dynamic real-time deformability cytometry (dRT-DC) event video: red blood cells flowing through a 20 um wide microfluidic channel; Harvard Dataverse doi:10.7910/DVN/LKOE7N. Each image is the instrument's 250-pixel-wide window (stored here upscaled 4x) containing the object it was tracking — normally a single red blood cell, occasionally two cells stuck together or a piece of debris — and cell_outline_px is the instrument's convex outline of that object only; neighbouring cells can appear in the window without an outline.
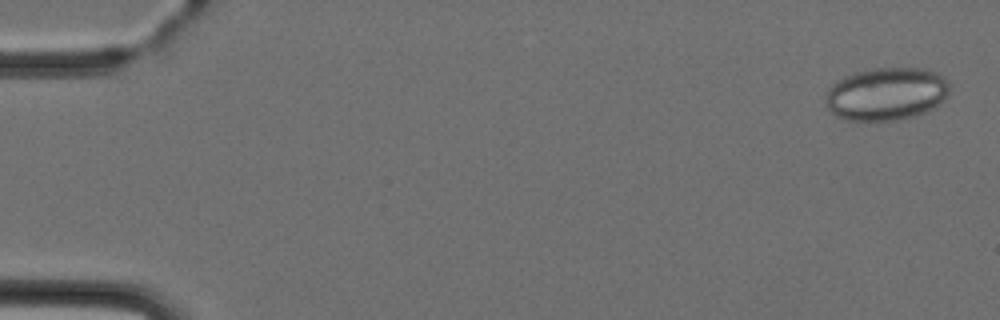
{"species": "Egyptian fruit bat (a non-hibernating species)", "species_latin": "Rousettus aegyptiacus", "temperature_condition": "cold", "stored_images_in_passage": 7, "camera_frame_rate_fps": 3000, "um_per_image_px": 0.085, "animal": {"sex": "female"}, "frame": {"image": 1, "passage_image": 1, "time_ms": 0.0, "image_size_px": [1000, 320], "cell_outline_px": [[948, 92], [932, 108], [924, 112], [912, 116], [896, 120], [848, 120], [836, 116], [828, 108], [824, 100], [824, 96], [828, 88], [832, 84], [844, 76], [856, 72], [872, 68], [920, 68], [940, 72], [948, 80]], "centroid_in_image_um": [75.29, 7.96], "position_along_channel_um": 9.7, "area_um2": 38.09}}
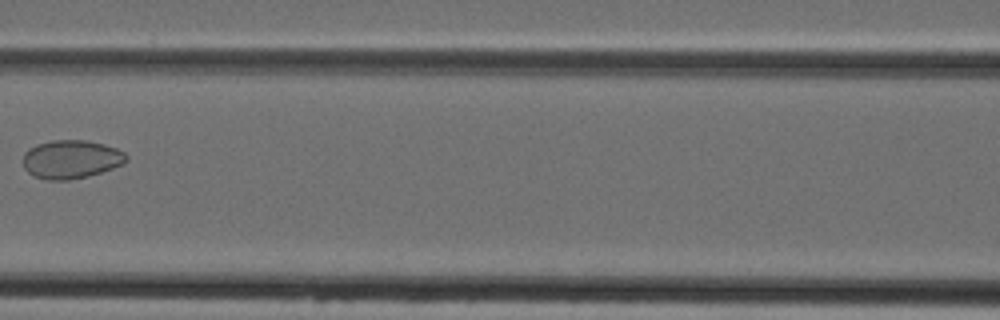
{"frame": {"image": 2, "passage_image": 7, "time_ms": 7.0, "image_size_px": [1000, 320], "cell_outline_px": [[128, 160], [124, 164], [88, 176], [68, 180], [48, 180], [32, 176], [24, 168], [24, 152], [28, 148], [36, 144], [52, 140], [84, 140], [104, 144], [116, 148], [124, 152], [128, 156]], "centroid_in_image_um": [6.04, 13.54], "position_along_channel_um": 160.6, "area_um2": 23.29}}